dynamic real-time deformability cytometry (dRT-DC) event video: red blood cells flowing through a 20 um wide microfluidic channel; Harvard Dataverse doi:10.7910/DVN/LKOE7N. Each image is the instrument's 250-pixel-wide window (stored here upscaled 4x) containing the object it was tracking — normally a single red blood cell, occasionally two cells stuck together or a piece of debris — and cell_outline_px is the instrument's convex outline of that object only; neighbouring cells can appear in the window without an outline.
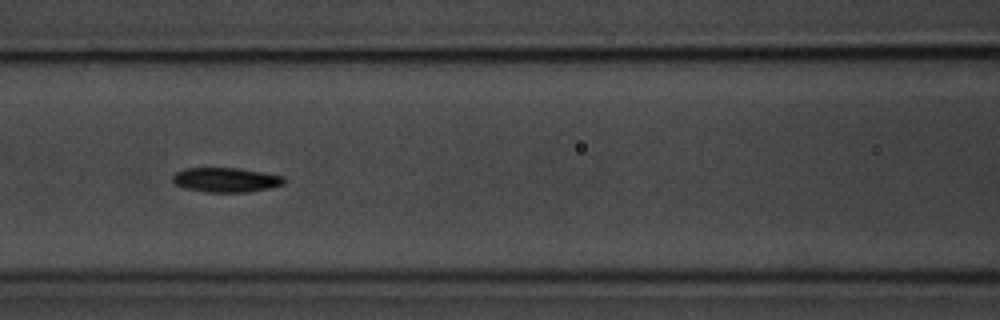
{"species": "common noctule bat (a hibernating species)", "species_latin": "Nyctalus noctula", "temperature_condition": "room temperature", "stored_images_in_passage": 7, "camera_frame_rate_fps": 3000, "um_per_image_px": 0.085, "animal": {"sex": "male", "body_mass_g": 20.1, "forearm_length_mm": 53.5}, "frame": {"image": 1, "passage_image": 6, "time_ms": 6.667, "image_size_px": [1000, 320], "cell_outline_px": [[284, 184], [268, 188], [248, 192], [204, 192], [184, 188], [176, 184], [172, 180], [172, 176], [176, 172], [188, 168], [236, 168], [264, 172], [284, 176]], "centroid_in_image_um": [19.2, 15.29], "position_along_channel_um": 147.4, "area_um2": 15.9}}
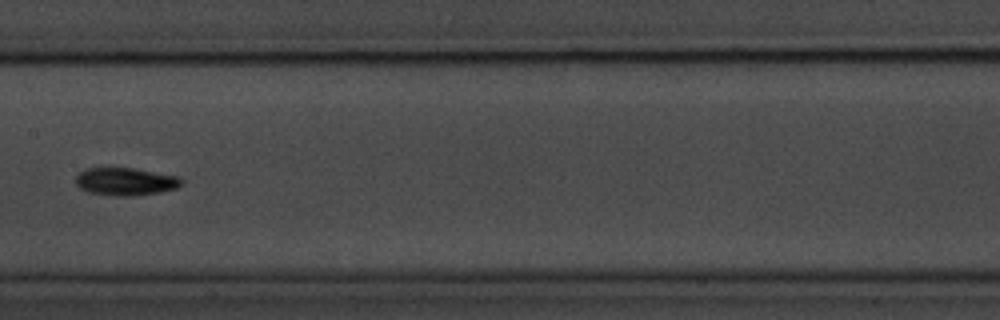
{"frame": {"image": 2, "passage_image": 7, "time_ms": 8.0, "image_size_px": [1000, 320], "cell_outline_px": [[184, 180], [176, 188], [160, 192], [128, 196], [116, 196], [88, 192], [80, 188], [76, 184], [76, 176], [84, 168], [132, 168], [180, 176]], "centroid_in_image_um": [10.67, 15.42], "position_along_channel_um": 196.7, "area_um2": 17.05}}